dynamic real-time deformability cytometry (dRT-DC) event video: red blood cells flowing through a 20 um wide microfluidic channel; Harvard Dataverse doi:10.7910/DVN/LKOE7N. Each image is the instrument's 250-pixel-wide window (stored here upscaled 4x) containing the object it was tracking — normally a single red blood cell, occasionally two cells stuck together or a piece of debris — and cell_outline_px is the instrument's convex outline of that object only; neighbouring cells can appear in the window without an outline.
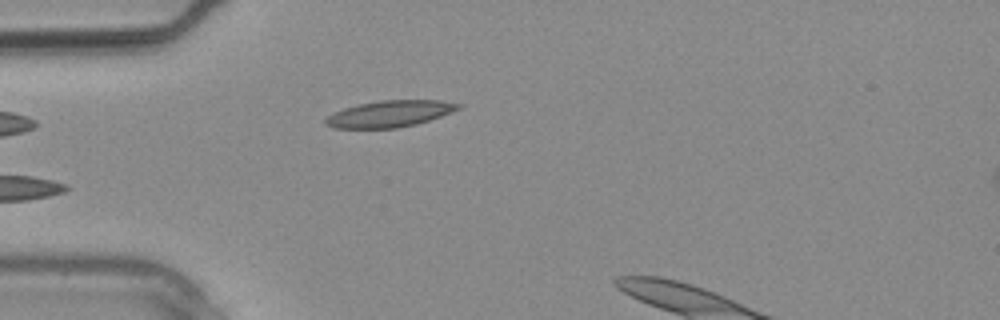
{"species": "common noctule bat (a hibernating species)", "species_latin": "Nyctalus noctula", "temperature_condition": "warm", "stored_images_in_passage": 4, "camera_frame_rate_fps": 3000, "um_per_image_px": 0.085, "animal": {"sex": "male", "body_mass_g": 20.4}, "frame": {"image": 1, "passage_image": 3, "time_ms": 0.667, "image_size_px": [1000, 320], "cell_outline_px": [[464, 104], [460, 108], [452, 112], [416, 124], [396, 128], [332, 128], [324, 124], [324, 120], [328, 116], [344, 108], [360, 104], [380, 100], [440, 100]], "centroid_in_image_um": [33.14, 9.67], "position_along_channel_um": 51.9, "area_um2": 20.4}}